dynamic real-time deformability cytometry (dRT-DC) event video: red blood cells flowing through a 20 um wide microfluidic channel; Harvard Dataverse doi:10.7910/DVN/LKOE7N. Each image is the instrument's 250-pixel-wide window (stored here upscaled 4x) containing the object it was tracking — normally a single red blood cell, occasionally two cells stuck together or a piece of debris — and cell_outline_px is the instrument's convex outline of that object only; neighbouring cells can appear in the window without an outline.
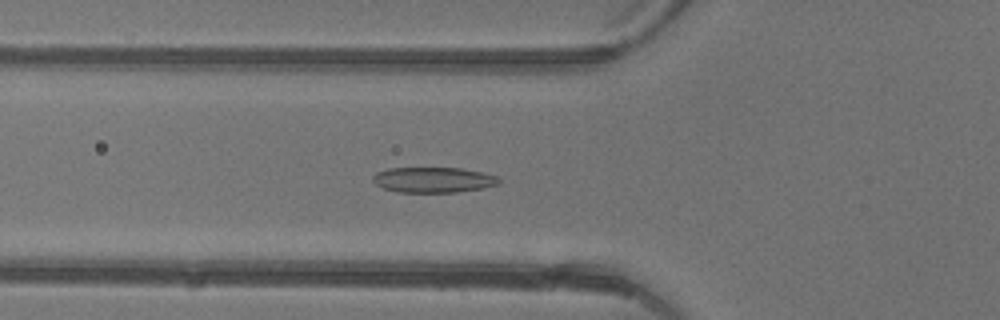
{"species": "common noctule bat (a hibernating species)", "species_latin": "Nyctalus noctula", "temperature_condition": "warm", "stored_images_in_passage": 30, "camera_frame_rate_fps": 3000, "um_per_image_px": 0.085, "animal": {"sex": "female"}, "frame": {"image": 1, "passage_image": 2, "time_ms": 0.333, "image_size_px": [1000, 320], "cell_outline_px": [[500, 184], [480, 188], [456, 192], [396, 192], [384, 188], [376, 184], [372, 180], [372, 176], [376, 172], [388, 168], [460, 168], [484, 172], [496, 176], [500, 180]], "centroid_in_image_um": [36.81, 15.28], "position_along_channel_um": 89.0, "area_um2": 18.67}}
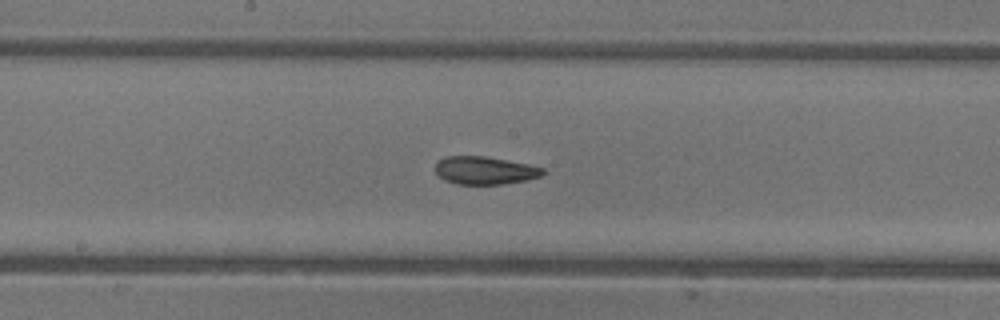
{"frame": {"image": 2, "passage_image": 10, "time_ms": 3.0, "image_size_px": [1000, 320], "cell_outline_px": [[548, 172], [540, 176], [524, 180], [500, 184], [456, 184], [444, 180], [436, 172], [436, 160], [444, 156], [484, 156], [528, 164], [544, 168]], "centroid_in_image_um": [41.19, 14.48], "position_along_channel_um": 207.0, "area_um2": 17.46}}
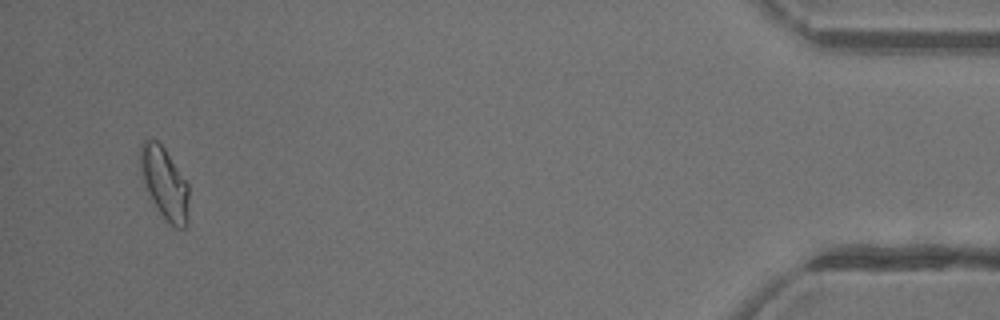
{"frame": {"image": 3, "passage_image": 30, "time_ms": 9.667, "image_size_px": [1000, 320], "cell_outline_px": [[188, 224], [184, 228], [176, 228], [160, 212], [144, 188], [140, 168], [140, 144], [144, 140], [156, 140], [164, 148], [188, 184]], "centroid_in_image_um": [13.97, 15.57], "position_along_channel_um": 421.2, "area_um2": 20.06}, "authors_computed_cell_mechanics": {"area_um2": 17.4845, "velocity_mm_per_s": 4.3909, "shape_relaxation_time_tau1_ms": 6.3558, "shape_relaxation_time_tau2_ms": 2.2186, "deformation_change_tau1": 0.1696, "deformation_change_tau2": 0.0769}}